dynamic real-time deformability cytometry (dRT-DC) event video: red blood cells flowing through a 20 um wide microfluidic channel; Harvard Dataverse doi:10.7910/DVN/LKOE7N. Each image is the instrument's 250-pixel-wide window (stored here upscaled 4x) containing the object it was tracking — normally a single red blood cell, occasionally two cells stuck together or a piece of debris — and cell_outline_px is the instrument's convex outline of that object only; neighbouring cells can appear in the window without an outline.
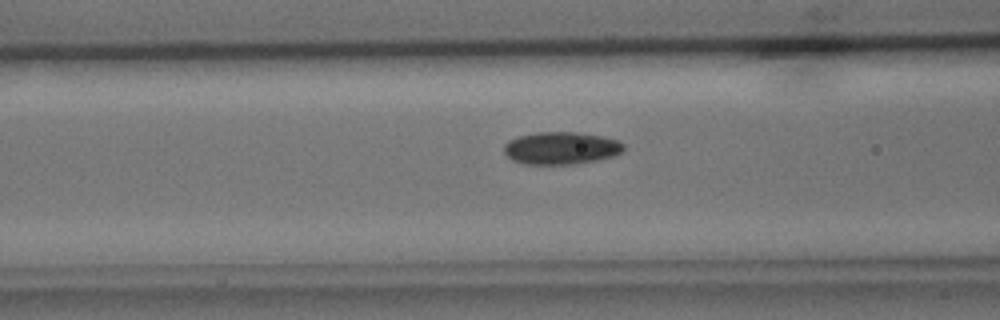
{"species": "common noctule bat (a hibernating species)", "species_latin": "Nyctalus noctula", "temperature_condition": "cold", "stored_images_in_passage": 31, "camera_frame_rate_fps": 3000, "um_per_image_px": 0.085, "animal": {"sex": "male", "body_mass_g": 15.6}, "frame": {"image": 1, "passage_image": 12, "time_ms": 3.667, "image_size_px": [1000, 320], "cell_outline_px": [[624, 148], [620, 152], [612, 156], [596, 160], [572, 164], [524, 164], [512, 160], [504, 152], [504, 144], [508, 140], [516, 136], [536, 132], [576, 132], [604, 136], [620, 140], [624, 144]], "centroid_in_image_um": [47.67, 12.57], "position_along_channel_um": 118.9, "area_um2": 22.77}}
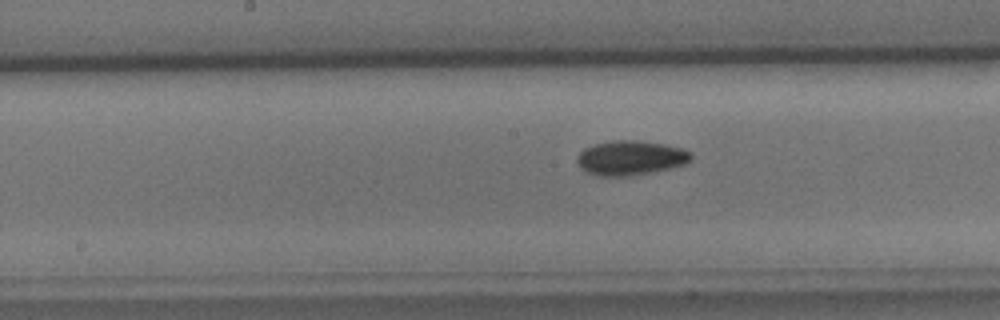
{"frame": {"image": 2, "passage_image": 18, "time_ms": 5.667, "image_size_px": [1000, 320], "cell_outline_px": [[692, 160], [684, 164], [668, 168], [628, 176], [600, 176], [588, 172], [580, 168], [576, 160], [576, 156], [584, 148], [596, 144], [616, 140], [636, 140], [664, 144], [684, 148], [692, 152]], "centroid_in_image_um": [53.6, 13.41], "position_along_channel_um": 194.6, "area_um2": 22.83}}
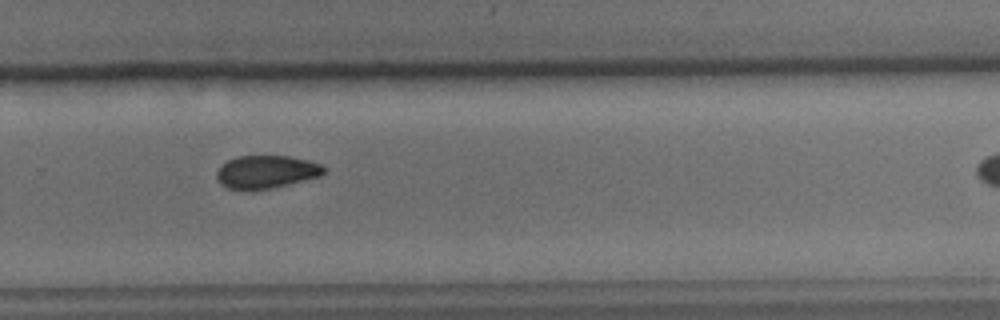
{"frame": {"image": 3, "passage_image": 27, "time_ms": 8.667, "image_size_px": [1000, 320], "cell_outline_px": [[324, 172], [320, 176], [272, 188], [252, 192], [244, 192], [228, 188], [220, 184], [216, 180], [216, 172], [220, 164], [236, 156], [288, 156], [308, 160], [320, 164], [324, 168]], "centroid_in_image_um": [22.54, 14.64], "position_along_channel_um": 307.3, "area_um2": 21.04}}